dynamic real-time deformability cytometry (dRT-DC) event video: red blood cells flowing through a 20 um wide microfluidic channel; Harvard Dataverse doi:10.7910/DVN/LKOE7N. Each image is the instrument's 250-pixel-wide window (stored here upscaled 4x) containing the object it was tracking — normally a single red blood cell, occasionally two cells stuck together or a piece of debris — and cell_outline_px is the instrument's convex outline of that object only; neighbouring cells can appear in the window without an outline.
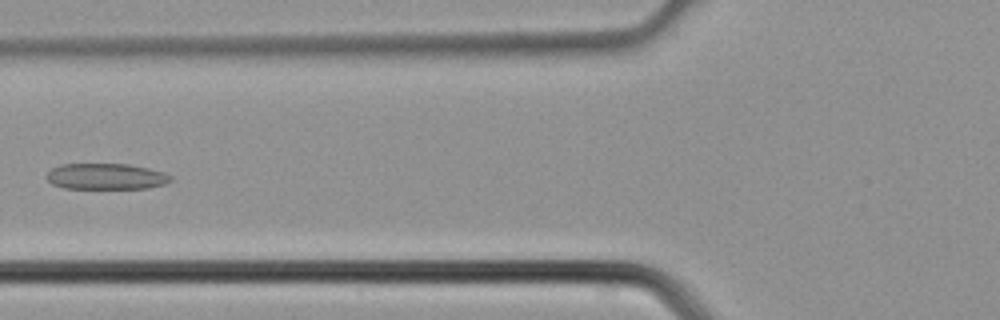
{"species": "common noctule bat (a hibernating species)", "species_latin": "Nyctalus noctula", "temperature_condition": "cold", "stored_images_in_passage": 3, "camera_frame_rate_fps": 3000, "um_per_image_px": 0.085, "animal": {"sex": "male", "body_mass_g": 21.5, "forearm_length_mm": 52.0}, "frame": {"image": 1, "passage_image": 3, "time_ms": 0.667, "image_size_px": [1000, 320], "cell_outline_px": [[172, 180], [164, 184], [148, 188], [64, 188], [52, 184], [44, 176], [52, 168], [60, 164], [128, 164], [148, 168], [164, 172], [172, 176]], "centroid_in_image_um": [9.0, 14.99], "position_along_channel_um": 116.8, "area_um2": 18.84}}